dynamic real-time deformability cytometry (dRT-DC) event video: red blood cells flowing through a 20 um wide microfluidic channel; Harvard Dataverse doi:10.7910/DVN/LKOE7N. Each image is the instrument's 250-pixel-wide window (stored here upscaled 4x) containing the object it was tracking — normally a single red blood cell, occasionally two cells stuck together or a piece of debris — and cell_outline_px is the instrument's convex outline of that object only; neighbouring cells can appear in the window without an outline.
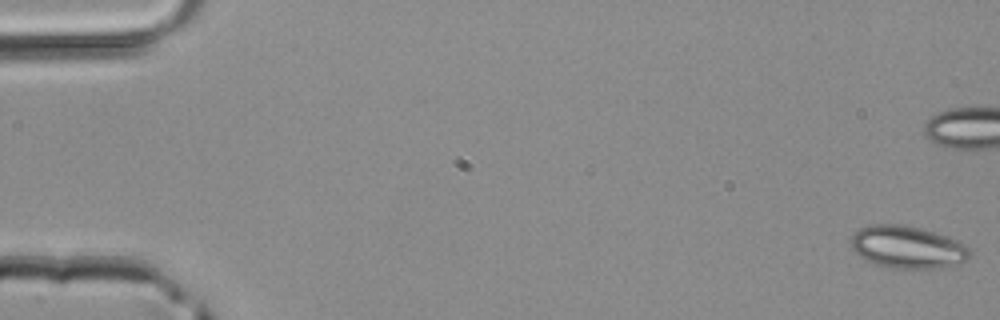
{"species": "common noctule bat (a hibernating species)", "species_latin": "Nyctalus noctula", "temperature_condition": "room temperature", "stored_images_in_passage": 7, "camera_frame_rate_fps": 3000, "um_per_image_px": 0.085, "animal": {"sex": "male", "body_mass_g": 20.4}, "frame": {"image": 1, "passage_image": 1, "time_ms": 0.0, "image_size_px": [1000, 320], "cell_outline_px": [[972, 252], [968, 260], [936, 268], [892, 268], [876, 264], [860, 256], [852, 248], [852, 236], [860, 228], [872, 224], [904, 224], [920, 228], [956, 240], [972, 248]], "centroid_in_image_um": [77.15, 21.0], "position_along_channel_um": 7.8, "area_um2": 29.02}}
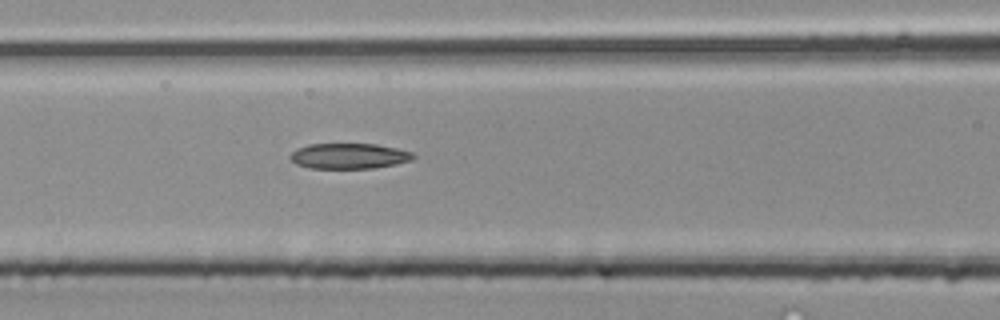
{"frame": {"image": 2, "passage_image": 7, "time_ms": 2.0, "image_size_px": [1000, 320], "cell_outline_px": [[416, 156], [412, 160], [396, 164], [376, 168], [308, 168], [296, 164], [288, 156], [296, 148], [308, 144], [376, 144], [396, 148], [412, 152]], "centroid_in_image_um": [29.66, 13.26], "position_along_channel_um": 136.9, "area_um2": 18.38}}